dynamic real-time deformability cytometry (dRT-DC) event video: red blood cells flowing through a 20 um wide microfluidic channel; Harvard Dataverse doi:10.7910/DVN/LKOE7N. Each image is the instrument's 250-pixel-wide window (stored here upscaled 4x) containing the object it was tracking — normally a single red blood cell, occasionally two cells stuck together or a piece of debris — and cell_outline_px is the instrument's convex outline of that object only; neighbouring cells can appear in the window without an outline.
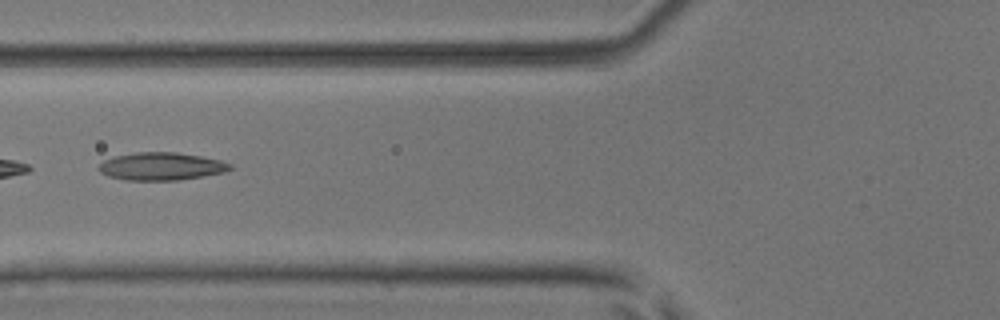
{"species": "common noctule bat (a hibernating species)", "species_latin": "Nyctalus noctula", "temperature_condition": "room temperature", "stored_images_in_passage": 32, "camera_frame_rate_fps": 3000, "um_per_image_px": 0.085, "animal": {"sex": "male", "body_mass_g": 17.9, "forearm_length_mm": 54.2}, "frame": {"image": 1, "passage_image": 14, "time_ms": 4.333, "image_size_px": [1000, 320], "cell_outline_px": [[232, 168], [224, 172], [204, 176], [180, 180], [128, 180], [108, 176], [100, 172], [96, 168], [104, 160], [116, 156], [136, 152], [176, 152], [200, 156], [220, 160], [232, 164]], "centroid_in_image_um": [13.71, 14.14], "position_along_channel_um": 112.1, "area_um2": 21.21}}